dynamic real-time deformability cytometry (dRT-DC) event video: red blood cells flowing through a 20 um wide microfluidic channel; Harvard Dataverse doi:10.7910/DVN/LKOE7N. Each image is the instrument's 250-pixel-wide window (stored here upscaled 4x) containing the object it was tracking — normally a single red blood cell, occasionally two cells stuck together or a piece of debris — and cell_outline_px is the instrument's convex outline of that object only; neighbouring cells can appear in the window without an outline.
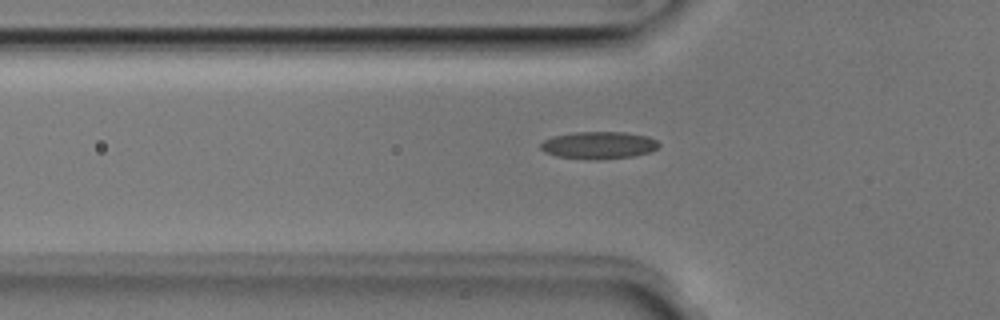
{"species": "Egyptian fruit bat (a non-hibernating species)", "species_latin": "Rousettus aegyptiacus", "temperature_condition": "room temperature", "stored_images_in_passage": 42, "camera_frame_rate_fps": 3000, "um_per_image_px": 0.085, "animal": {"sex": "male"}, "frame": {"image": 1, "passage_image": 11, "time_ms": 3.333, "image_size_px": [1000, 320], "cell_outline_px": [[660, 144], [656, 148], [648, 152], [636, 156], [600, 160], [588, 160], [556, 156], [544, 152], [540, 148], [540, 144], [544, 140], [552, 136], [572, 132], [624, 132], [648, 136], [656, 140]], "centroid_in_image_um": [50.86, 12.35], "position_along_channel_um": 74.9, "area_um2": 19.07}}
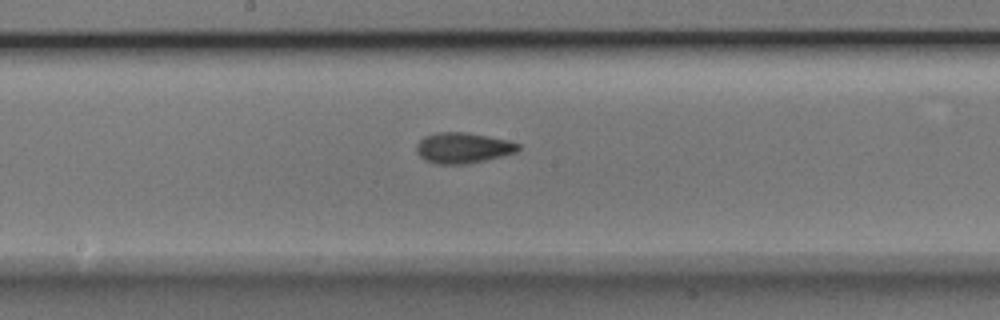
{"frame": {"image": 2, "passage_image": 21, "time_ms": 6.667, "image_size_px": [1000, 320], "cell_outline_px": [[520, 148], [516, 152], [504, 156], [468, 164], [432, 164], [424, 160], [416, 152], [416, 144], [424, 136], [436, 132], [464, 132], [488, 136], [508, 140], [520, 144]], "centroid_in_image_um": [39.33, 12.58], "position_along_channel_um": 208.9, "area_um2": 18.44}}
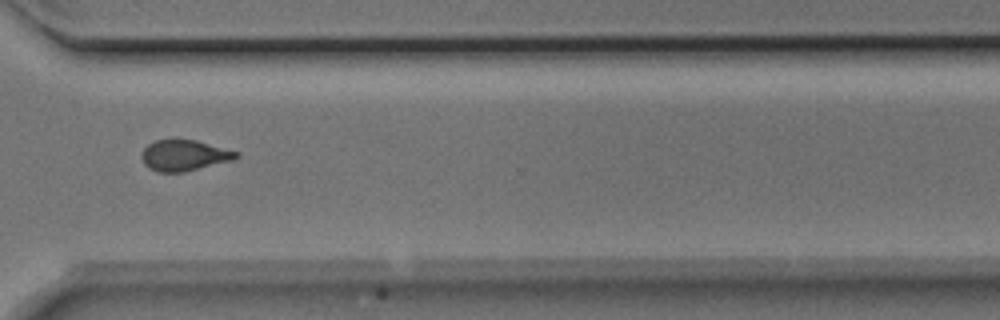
{"frame": {"image": 3, "passage_image": 32, "time_ms": 10.333, "image_size_px": [1000, 320], "cell_outline_px": [[240, 156], [232, 160], [184, 172], [160, 172], [148, 168], [144, 164], [140, 156], [144, 148], [148, 144], [156, 140], [196, 140], [240, 152]], "centroid_in_image_um": [15.66, 13.21], "position_along_channel_um": 354.9, "area_um2": 16.99}, "authors_computed_cell_mechanics": {"area_um2": 17.3978, "velocity_mm_per_s": 3.9941, "shape_relaxation_time_tau1_ms": 5.6349, "shape_relaxation_time_tau2_ms": 1.7338, "deformation_change_tau1": 0.1331, "deformation_change_tau2": 0.0914}}